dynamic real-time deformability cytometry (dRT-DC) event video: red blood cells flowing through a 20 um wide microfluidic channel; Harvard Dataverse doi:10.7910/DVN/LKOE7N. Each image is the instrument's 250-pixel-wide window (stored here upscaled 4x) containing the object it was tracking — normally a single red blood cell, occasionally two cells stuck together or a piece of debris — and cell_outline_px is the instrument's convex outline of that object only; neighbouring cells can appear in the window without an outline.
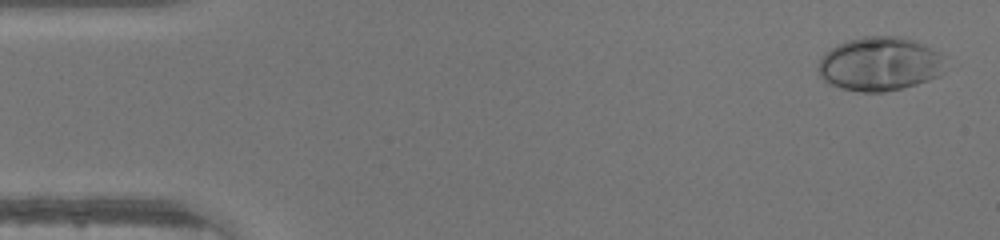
{"species": "human", "species_latin": "Homo sapiens", "temperature_condition": "warm", "stored_images_in_passage": 46, "camera_frame_rate_fps": 3000, "um_per_image_px": 0.085, "donor": {"sex": "male"}, "frame": {"image": 1, "passage_image": 2, "time_ms": 0.333, "image_size_px": [1000, 240], "cell_outline_px": [[944, 72], [940, 76], [916, 84], [884, 92], [860, 92], [840, 88], [828, 84], [820, 76], [816, 68], [820, 60], [832, 48], [848, 40], [864, 36], [904, 36], [916, 40], [940, 52], [944, 56]], "centroid_in_image_um": [74.81, 5.43], "position_along_channel_um": 10.2, "area_um2": 40.23}}
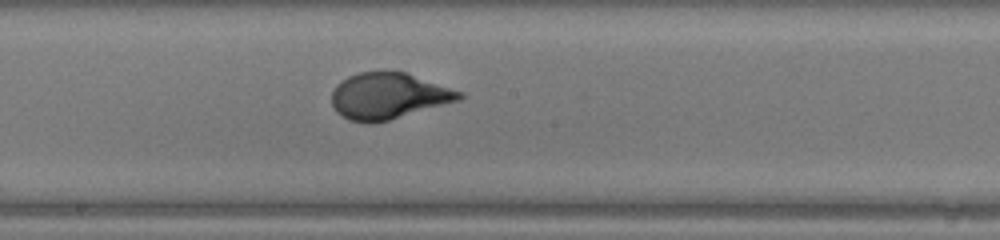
{"frame": {"image": 2, "passage_image": 25, "time_ms": 8.0, "image_size_px": [1000, 240], "cell_outline_px": [[464, 96], [460, 100], [388, 120], [372, 124], [368, 124], [348, 120], [336, 112], [332, 104], [332, 92], [336, 84], [340, 80], [348, 76], [360, 72], [404, 72], [464, 92]], "centroid_in_image_um": [32.99, 8.17], "position_along_channel_um": 215.2, "area_um2": 34.28}}
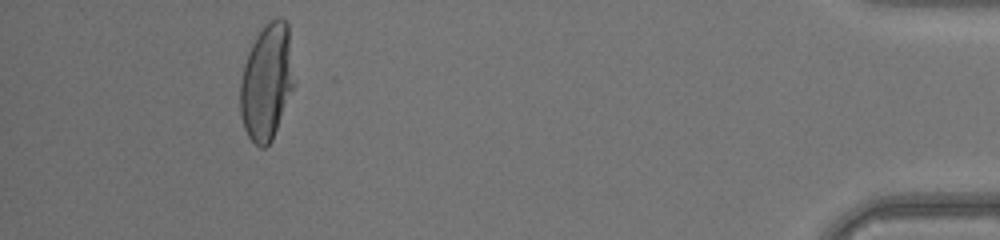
{"frame": {"image": 3, "passage_image": 43, "time_ms": 14.0, "image_size_px": [1000, 240], "cell_outline_px": [[296, 84], [272, 140], [264, 148], [260, 148], [248, 136], [244, 128], [240, 116], [240, 84], [244, 64], [248, 52], [256, 36], [264, 24], [276, 16], [280, 16], [288, 20]], "centroid_in_image_um": [22.71, 6.92], "position_along_channel_um": 412.5, "area_um2": 37.34}}